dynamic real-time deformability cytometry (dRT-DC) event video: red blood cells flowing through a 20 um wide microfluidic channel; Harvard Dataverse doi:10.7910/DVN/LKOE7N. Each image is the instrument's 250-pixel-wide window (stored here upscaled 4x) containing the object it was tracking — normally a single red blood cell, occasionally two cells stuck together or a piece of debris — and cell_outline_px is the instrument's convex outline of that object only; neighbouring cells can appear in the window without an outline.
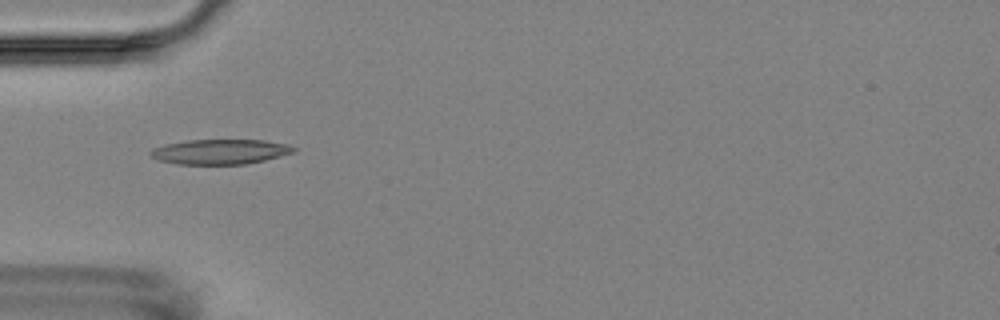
{"species": "Egyptian fruit bat (a non-hibernating species)", "species_latin": "Rousettus aegyptiacus", "temperature_condition": "room temperature", "stored_images_in_passage": 7, "camera_frame_rate_fps": 3000, "um_per_image_px": 0.085, "animal": {"sex": "female"}, "frame": {"image": 1, "passage_image": 5, "time_ms": 4.667, "image_size_px": [1000, 320], "cell_outline_px": [[296, 148], [292, 152], [264, 160], [248, 164], [176, 164], [160, 160], [152, 156], [148, 152], [152, 148], [164, 144], [188, 140], [264, 140], [288, 144]], "centroid_in_image_um": [18.67, 12.89], "position_along_channel_um": 66.3, "area_um2": 20.69}}